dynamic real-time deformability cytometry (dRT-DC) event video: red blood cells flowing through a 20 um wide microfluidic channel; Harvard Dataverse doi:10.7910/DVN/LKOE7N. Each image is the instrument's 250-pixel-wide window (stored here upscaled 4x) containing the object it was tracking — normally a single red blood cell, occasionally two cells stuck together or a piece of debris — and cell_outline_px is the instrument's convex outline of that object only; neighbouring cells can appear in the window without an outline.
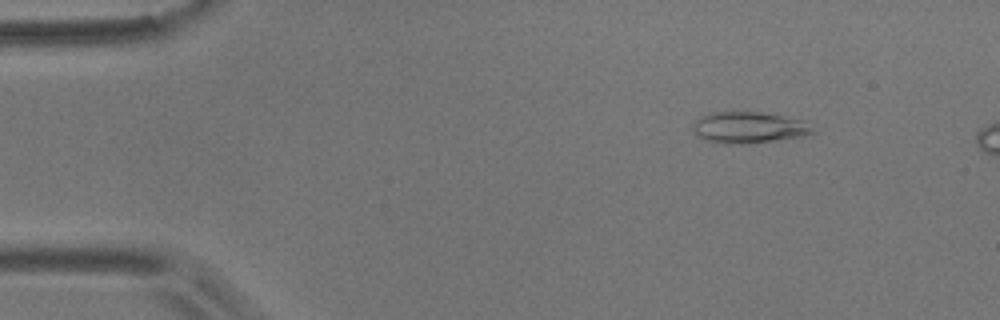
{"species": "common noctule bat (a hibernating species)", "species_latin": "Nyctalus noctula", "temperature_condition": "room temperature", "stored_images_in_passage": 6, "camera_frame_rate_fps": 3000, "um_per_image_px": 0.085, "animal": {"sex": "male", "body_mass_g": 17.9}, "frame": {"image": 1, "passage_image": 1, "time_ms": 0.0, "image_size_px": [1000, 320], "cell_outline_px": [[816, 132], [800, 136], [744, 144], [716, 144], [704, 140], [696, 136], [692, 128], [692, 124], [700, 116], [708, 112], [760, 112], [812, 120]], "centroid_in_image_um": [63.67, 10.83], "position_along_channel_um": 21.3, "area_um2": 22.54}}